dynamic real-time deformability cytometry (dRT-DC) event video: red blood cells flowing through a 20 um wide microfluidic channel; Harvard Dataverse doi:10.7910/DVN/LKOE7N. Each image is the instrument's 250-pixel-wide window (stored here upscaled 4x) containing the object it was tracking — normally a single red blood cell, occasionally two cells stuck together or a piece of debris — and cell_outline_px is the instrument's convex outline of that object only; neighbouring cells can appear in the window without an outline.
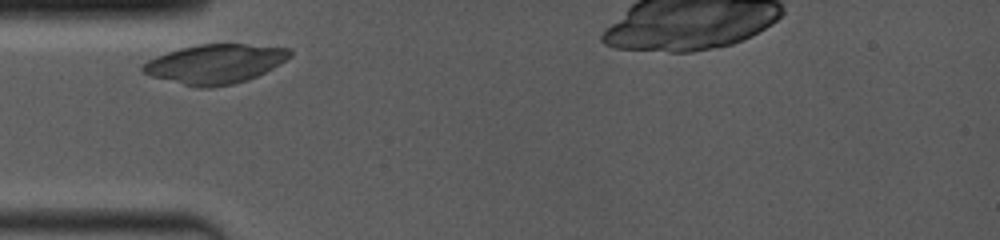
{"species": "common noctule bat (a hibernating species)", "species_latin": "Nyctalus noctula", "temperature_condition": "room temperature", "stored_images_in_passage": 8, "camera_frame_rate_fps": 4000, "um_per_image_px": 0.085, "animal": {"sex": "female", "body_mass_g": 19.0, "forearm_length_mm": 53.3}, "frame": {"image": 1, "passage_image": 1, "time_ms": 0.0, "image_size_px": [1000, 240], "cell_outline_px": [[292, 56], [280, 64], [248, 80], [232, 84], [212, 88], [196, 88], [152, 76], [144, 72], [140, 68], [148, 60], [168, 52], [180, 48], [200, 44], [244, 44], [292, 48]], "centroid_in_image_um": [18.32, 5.43], "position_along_channel_um": 66.7, "area_um2": 33.58}}
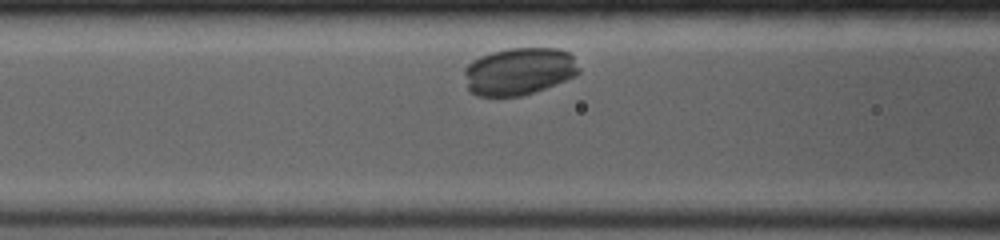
{"frame": {"image": 2, "passage_image": 4, "time_ms": 1.5, "image_size_px": [1000, 240], "cell_outline_px": [[580, 72], [564, 80], [536, 92], [520, 96], [476, 96], [468, 92], [464, 72], [464, 68], [472, 60], [480, 56], [492, 52], [508, 48], [560, 48], [568, 52], [572, 56]], "centroid_in_image_um": [44.06, 6.06], "position_along_channel_um": 122.5, "area_um2": 31.67}}
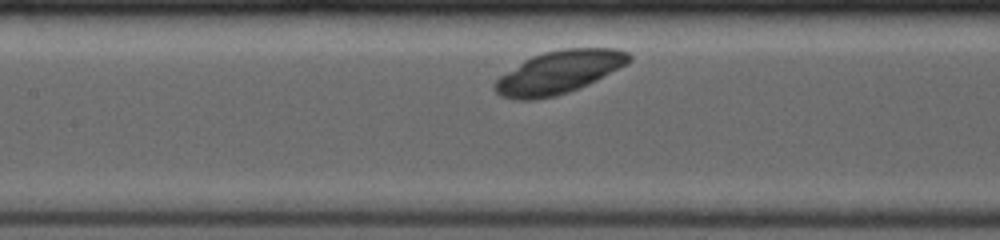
{"frame": {"image": 3, "passage_image": 6, "time_ms": 2.5, "image_size_px": [1000, 240], "cell_outline_px": [[632, 60], [596, 80], [588, 84], [568, 92], [556, 96], [536, 100], [516, 100], [500, 96], [492, 88], [492, 84], [500, 76], [524, 60], [532, 56], [544, 52], [564, 48], [616, 48], [628, 52], [632, 56]], "centroid_in_image_um": [47.46, 6.15], "position_along_channel_um": 159.9, "area_um2": 33.47}}